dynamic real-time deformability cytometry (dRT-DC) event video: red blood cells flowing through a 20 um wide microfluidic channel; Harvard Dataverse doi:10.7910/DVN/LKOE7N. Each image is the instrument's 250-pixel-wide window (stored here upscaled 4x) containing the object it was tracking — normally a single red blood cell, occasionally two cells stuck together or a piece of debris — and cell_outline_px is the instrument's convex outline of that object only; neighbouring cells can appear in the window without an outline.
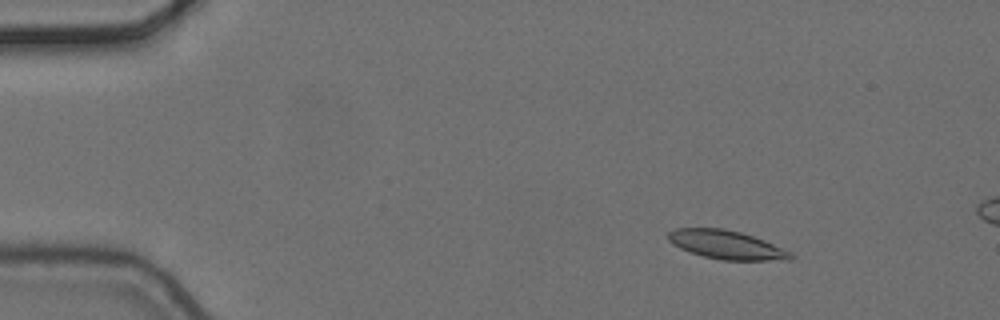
{"species": "common noctule bat (a hibernating species)", "species_latin": "Nyctalus noctula", "temperature_condition": "cold", "stored_images_in_passage": 6, "camera_frame_rate_fps": 3000, "um_per_image_px": 0.085, "animal": {"sex": "female", "body_mass_g": 24.6, "forearm_length_mm": 56.2}, "frame": {"image": 1, "passage_image": 3, "time_ms": 0.667, "image_size_px": [1000, 320], "cell_outline_px": [[796, 256], [792, 260], [720, 260], [704, 256], [680, 248], [672, 244], [668, 240], [668, 232], [676, 228], [724, 228], [740, 232], [764, 240], [792, 252]], "centroid_in_image_um": [61.78, 20.81], "position_along_channel_um": 23.2, "area_um2": 20.46}}